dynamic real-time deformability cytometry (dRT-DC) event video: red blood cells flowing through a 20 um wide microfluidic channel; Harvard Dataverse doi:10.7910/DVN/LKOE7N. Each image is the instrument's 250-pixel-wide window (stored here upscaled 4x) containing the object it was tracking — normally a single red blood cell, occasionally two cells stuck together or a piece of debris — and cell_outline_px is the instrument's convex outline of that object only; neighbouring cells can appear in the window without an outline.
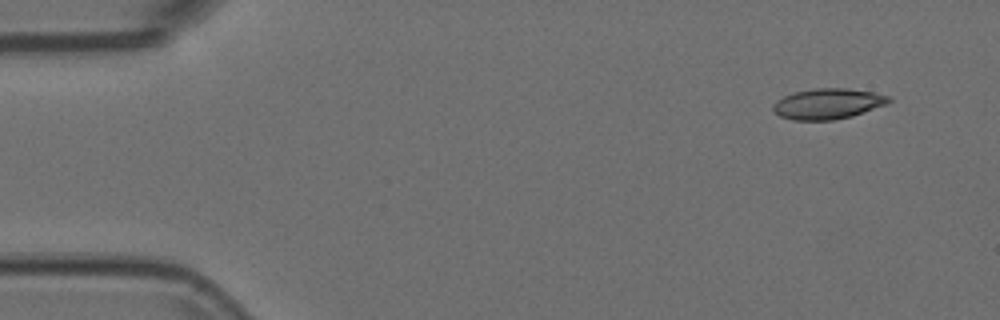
{"species": "Egyptian fruit bat (a non-hibernating species)", "species_latin": "Rousettus aegyptiacus", "temperature_condition": "room temperature", "stored_images_in_passage": 42, "camera_frame_rate_fps": 3000, "um_per_image_px": 0.085, "animal": {"sex": "female"}, "frame": {"image": 1, "passage_image": 1, "time_ms": 0.0, "image_size_px": [1000, 320], "cell_outline_px": [[892, 100], [888, 104], [852, 116], [832, 120], [792, 120], [780, 116], [772, 108], [772, 104], [776, 100], [792, 92], [816, 88], [844, 88], [872, 92], [888, 96]], "centroid_in_image_um": [70.35, 8.82], "position_along_channel_um": 14.7, "area_um2": 20.63}}
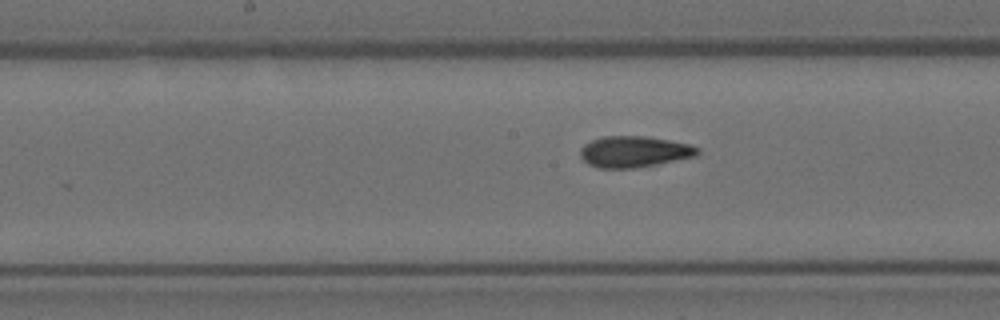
{"frame": {"image": 2, "passage_image": 24, "time_ms": 7.667, "image_size_px": [1000, 320], "cell_outline_px": [[700, 152], [696, 156], [632, 168], [600, 168], [588, 164], [580, 156], [580, 148], [584, 144], [592, 140], [604, 136], [644, 136], [692, 144], [700, 148]], "centroid_in_image_um": [53.9, 12.88], "position_along_channel_um": 194.3, "area_um2": 21.15}}
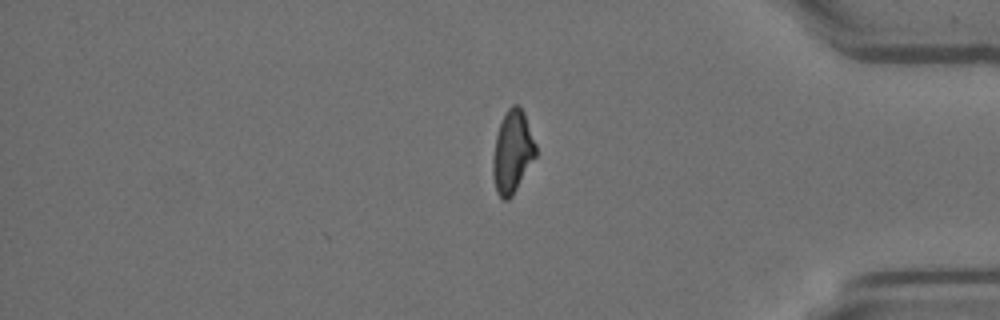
{"frame": {"image": 3, "passage_image": 42, "time_ms": 13.667, "image_size_px": [1000, 320], "cell_outline_px": [[536, 156], [512, 196], [508, 200], [504, 200], [496, 192], [492, 172], [492, 160], [496, 136], [500, 124], [508, 108], [512, 104], [516, 104], [524, 112], [536, 144]], "centroid_in_image_um": [43.55, 12.92], "position_along_channel_um": 391.6, "area_um2": 20.46}}